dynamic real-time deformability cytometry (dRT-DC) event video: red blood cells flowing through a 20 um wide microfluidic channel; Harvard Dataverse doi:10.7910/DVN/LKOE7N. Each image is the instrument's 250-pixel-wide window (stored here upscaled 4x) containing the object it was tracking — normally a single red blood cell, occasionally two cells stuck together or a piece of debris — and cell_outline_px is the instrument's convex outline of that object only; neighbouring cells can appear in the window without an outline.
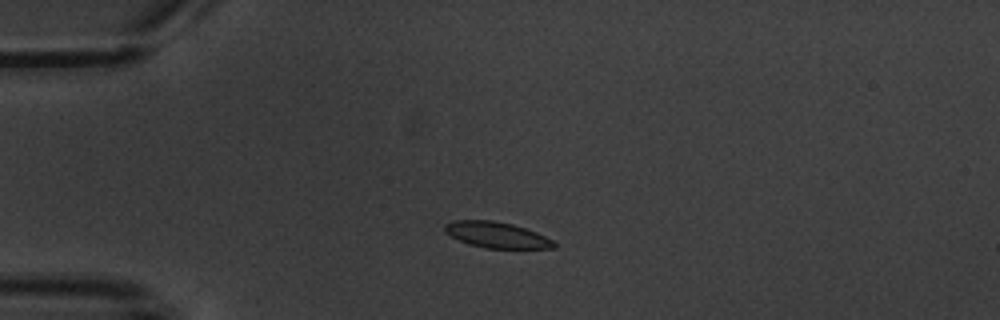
{"species": "common noctule bat (a hibernating species)", "species_latin": "Nyctalus noctula", "temperature_condition": "warm", "stored_images_in_passage": 3, "camera_frame_rate_fps": 3000, "um_per_image_px": 0.085, "animal": {"sex": "male", "body_mass_g": 20.1, "forearm_length_mm": 53.5}, "frame": {"image": 1, "passage_image": 1, "time_ms": 0.0, "image_size_px": [1000, 320], "cell_outline_px": [[556, 248], [484, 248], [468, 244], [444, 232], [444, 224], [452, 220], [492, 220], [512, 224], [536, 232], [552, 240], [556, 244]], "centroid_in_image_um": [42.18, 19.96], "position_along_channel_um": 42.8, "area_um2": 16.42}}